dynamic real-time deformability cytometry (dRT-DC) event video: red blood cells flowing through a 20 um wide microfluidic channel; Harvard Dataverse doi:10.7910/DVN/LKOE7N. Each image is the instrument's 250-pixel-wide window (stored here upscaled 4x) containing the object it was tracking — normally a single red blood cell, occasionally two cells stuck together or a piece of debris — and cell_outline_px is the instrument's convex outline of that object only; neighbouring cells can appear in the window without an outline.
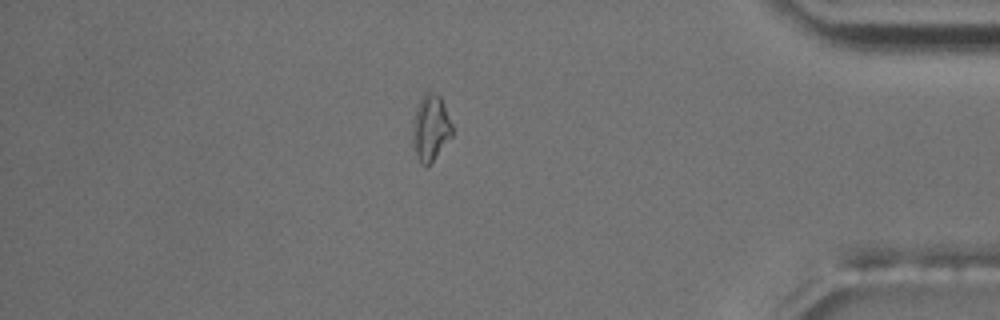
{"species": "common noctule bat (a hibernating species)", "species_latin": "Nyctalus noctula", "temperature_condition": "room temperature", "stored_images_in_passage": 56, "camera_frame_rate_fps": 3000, "um_per_image_px": 0.085, "animal": {"sex": "male", "body_mass_g": 17.5, "forearm_length_mm": 52.3}, "frame": {"image": 1, "passage_image": 48, "time_ms": 15.667, "image_size_px": [1000, 320], "cell_outline_px": [[452, 136], [432, 160], [428, 164], [424, 164], [416, 156], [416, 108], [424, 92], [436, 92], [440, 96], [444, 104], [452, 124]], "centroid_in_image_um": [36.68, 10.78], "position_along_channel_um": 398.5, "area_um2": 14.1}, "authors_computed_cell_mechanics": {"area_um2": 13.6408, "velocity_mm_per_s": 3.6939, "shape_relaxation_time_tau1_ms": null, "shape_relaxation_time_tau2_ms": 2.2907, "deformation_change_tau1": null, "deformation_change_tau2": 0.0896}}